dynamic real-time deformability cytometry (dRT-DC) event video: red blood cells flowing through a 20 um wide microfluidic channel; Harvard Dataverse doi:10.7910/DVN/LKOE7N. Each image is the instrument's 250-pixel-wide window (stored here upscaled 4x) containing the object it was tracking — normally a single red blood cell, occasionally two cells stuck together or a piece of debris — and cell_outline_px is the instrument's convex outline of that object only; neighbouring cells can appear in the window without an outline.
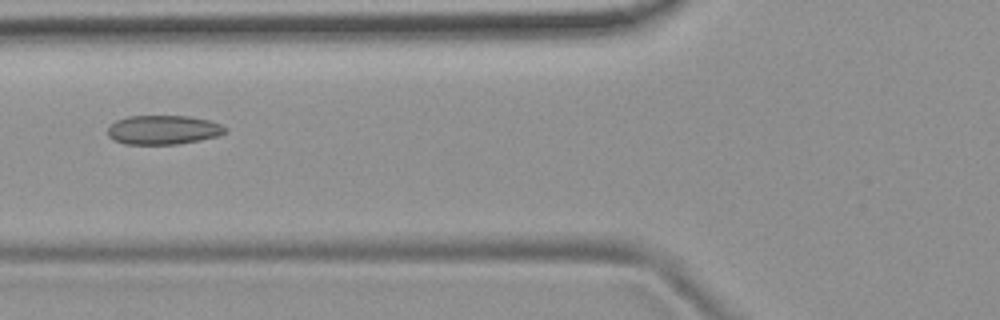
{"species": "common noctule bat (a hibernating species)", "species_latin": "Nyctalus noctula", "temperature_condition": "room temperature", "stored_images_in_passage": 8, "camera_frame_rate_fps": 3000, "um_per_image_px": 0.085, "animal": {"sex": "female", "body_mass_g": 19.9}, "frame": {"image": 1, "passage_image": 6, "time_ms": 1.667, "image_size_px": [1000, 320], "cell_outline_px": [[228, 132], [216, 136], [200, 140], [176, 144], [124, 144], [112, 140], [108, 136], [108, 128], [116, 120], [128, 116], [188, 116], [208, 120], [220, 124], [228, 128]], "centroid_in_image_um": [13.87, 11.04], "position_along_channel_um": 111.9, "area_um2": 20.0}}
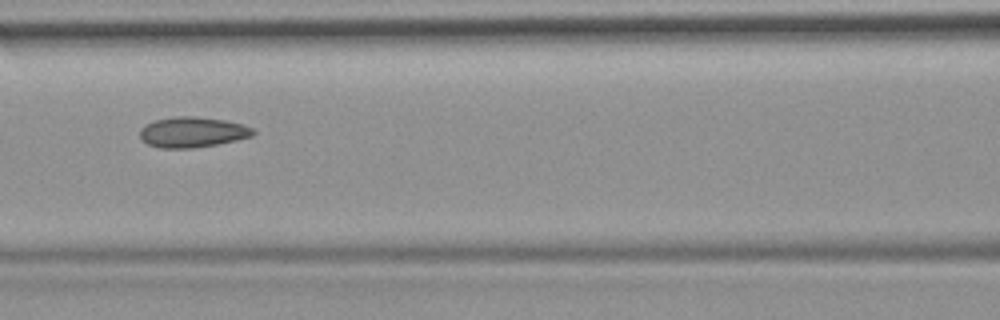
{"frame": {"image": 2, "passage_image": 7, "time_ms": 2.0, "image_size_px": [1000, 320], "cell_outline_px": [[256, 132], [252, 136], [236, 140], [216, 144], [192, 148], [160, 148], [148, 144], [140, 140], [140, 128], [144, 124], [156, 120], [176, 116], [192, 116], [224, 120], [244, 124], [252, 128]], "centroid_in_image_um": [16.33, 11.23], "position_along_channel_um": 150.3, "area_um2": 20.11}}